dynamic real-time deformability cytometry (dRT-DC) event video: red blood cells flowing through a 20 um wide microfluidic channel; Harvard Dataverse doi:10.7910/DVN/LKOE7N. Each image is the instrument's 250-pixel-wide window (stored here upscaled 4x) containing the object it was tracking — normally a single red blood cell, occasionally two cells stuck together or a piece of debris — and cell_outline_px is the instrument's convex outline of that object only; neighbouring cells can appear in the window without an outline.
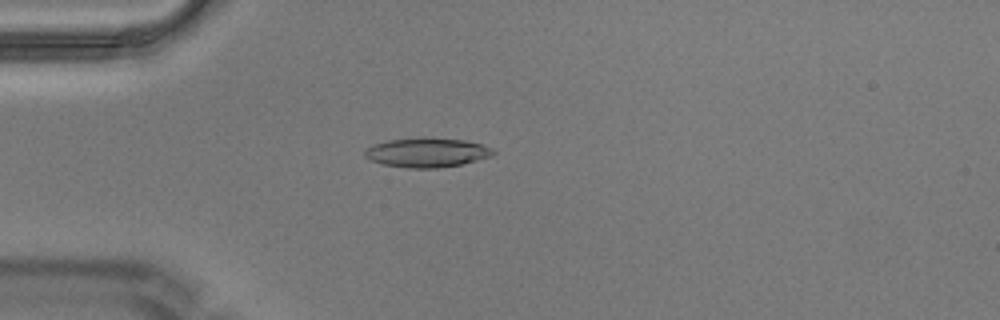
{"species": "Egyptian fruit bat (a non-hibernating species)", "species_latin": "Rousettus aegyptiacus", "temperature_condition": "warm", "stored_images_in_passage": 5, "camera_frame_rate_fps": 3000, "um_per_image_px": 0.085, "animal": {"sex": "male"}, "frame": {"image": 1, "passage_image": 5, "time_ms": 1.333, "image_size_px": [1000, 320], "cell_outline_px": [[496, 152], [492, 156], [460, 164], [436, 168], [408, 168], [384, 164], [372, 160], [364, 156], [364, 152], [368, 148], [376, 144], [388, 140], [420, 136], [424, 136], [464, 140], [480, 144], [492, 148]], "centroid_in_image_um": [36.3, 12.94], "position_along_channel_um": 48.7, "area_um2": 21.96}}